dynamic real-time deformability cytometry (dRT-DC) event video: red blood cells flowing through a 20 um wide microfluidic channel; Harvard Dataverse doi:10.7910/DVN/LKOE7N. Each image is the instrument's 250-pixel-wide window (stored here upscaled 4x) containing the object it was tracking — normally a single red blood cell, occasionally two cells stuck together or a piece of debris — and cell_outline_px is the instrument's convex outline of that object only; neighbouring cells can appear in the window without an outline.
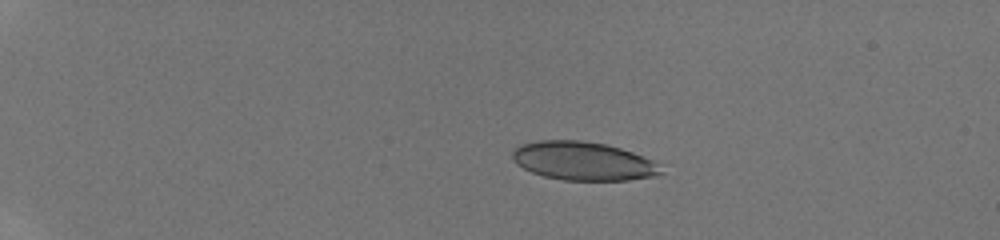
{"species": "human", "species_latin": "Homo sapiens", "temperature_condition": "room temperature", "stored_images_in_passage": 40, "camera_frame_rate_fps": 3000, "um_per_image_px": 0.085, "donor": {"sex": "male"}, "frame": {"image": 1, "passage_image": 1, "time_ms": 0.0, "image_size_px": [1000, 240], "cell_outline_px": [[664, 172], [656, 176], [628, 180], [564, 180], [544, 176], [532, 172], [516, 164], [512, 160], [512, 152], [516, 148], [524, 144], [540, 140], [580, 140], [604, 144], [620, 148], [632, 152], [652, 160]], "centroid_in_image_um": [49.56, 13.69], "position_along_channel_um": 35.4, "area_um2": 33.12}}
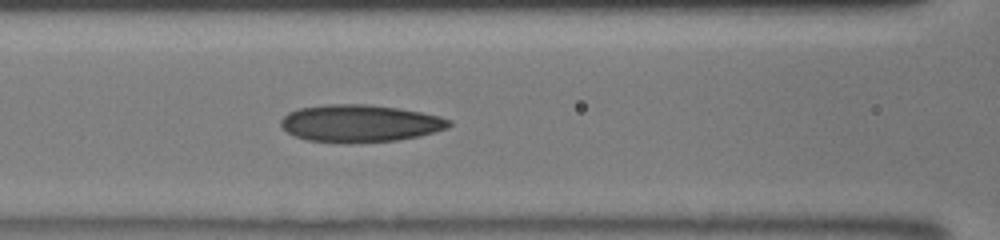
{"frame": {"image": 2, "passage_image": 15, "time_ms": 4.667, "image_size_px": [1000, 240], "cell_outline_px": [[452, 124], [448, 128], [420, 136], [396, 140], [348, 144], [308, 140], [296, 136], [288, 132], [280, 124], [280, 120], [288, 112], [300, 108], [328, 104], [368, 104], [400, 108], [440, 116], [452, 120]], "centroid_in_image_um": [30.62, 10.49], "position_along_channel_um": 136.0, "area_um2": 36.82}}
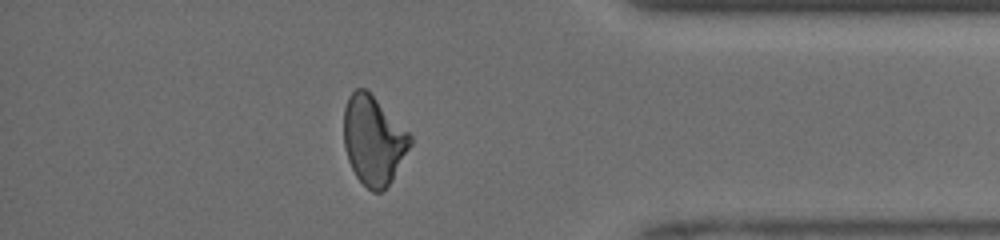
{"frame": {"image": 3, "passage_image": 35, "time_ms": 11.333, "image_size_px": [1000, 240], "cell_outline_px": [[412, 144], [392, 180], [384, 192], [372, 192], [356, 176], [348, 160], [344, 148], [344, 108], [348, 96], [356, 88], [364, 88], [412, 136]], "centroid_in_image_um": [31.73, 11.96], "position_along_channel_um": 403.5, "area_um2": 34.04}, "authors_computed_cell_mechanics": {"area_um2": 34.5933, "velocity_mm_per_s": 4.2575, "shape_relaxation_time_tau1_ms": 11.278, "shape_relaxation_time_tau2_ms": 2.0222, "deformation_change_tau1": 0.2481, "deformation_change_tau2": 0.1066}}